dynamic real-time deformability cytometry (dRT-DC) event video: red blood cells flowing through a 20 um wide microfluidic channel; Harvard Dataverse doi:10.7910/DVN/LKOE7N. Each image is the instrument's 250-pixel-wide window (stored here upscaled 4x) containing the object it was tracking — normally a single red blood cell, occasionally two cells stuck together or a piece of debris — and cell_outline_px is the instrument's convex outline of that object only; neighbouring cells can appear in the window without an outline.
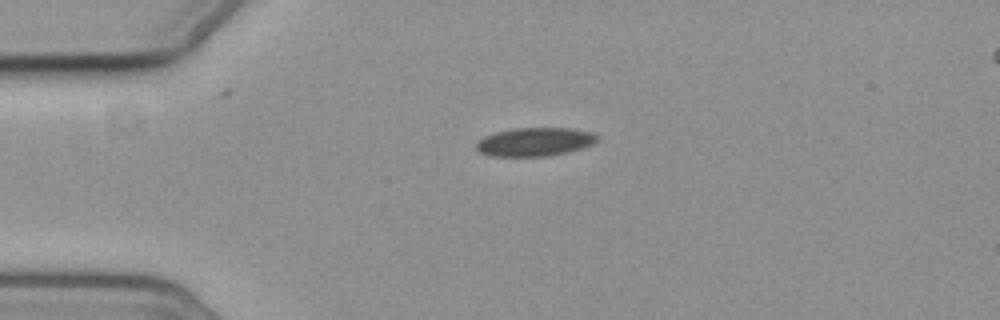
{"species": "common noctule bat (a hibernating species)", "species_latin": "Nyctalus noctula", "temperature_condition": "cold", "stored_images_in_passage": 3, "segment_of_instrument_passage": [1, 2], "camera_frame_rate_fps": 3000, "um_per_image_px": 0.085, "animal": {"sex": "female", "body_mass_g": 19.3, "forearm_length_mm": 54.1}, "frame": {"image": 1, "passage_image": 1, "time_ms": 0.0, "image_size_px": [1000, 320], "cell_outline_px": [[600, 136], [592, 144], [568, 152], [548, 156], [488, 156], [476, 152], [476, 140], [484, 136], [496, 132], [516, 128], [568, 128], [592, 132]], "centroid_in_image_um": [45.4, 12.06], "position_along_channel_um": 39.6, "area_um2": 20.23}}